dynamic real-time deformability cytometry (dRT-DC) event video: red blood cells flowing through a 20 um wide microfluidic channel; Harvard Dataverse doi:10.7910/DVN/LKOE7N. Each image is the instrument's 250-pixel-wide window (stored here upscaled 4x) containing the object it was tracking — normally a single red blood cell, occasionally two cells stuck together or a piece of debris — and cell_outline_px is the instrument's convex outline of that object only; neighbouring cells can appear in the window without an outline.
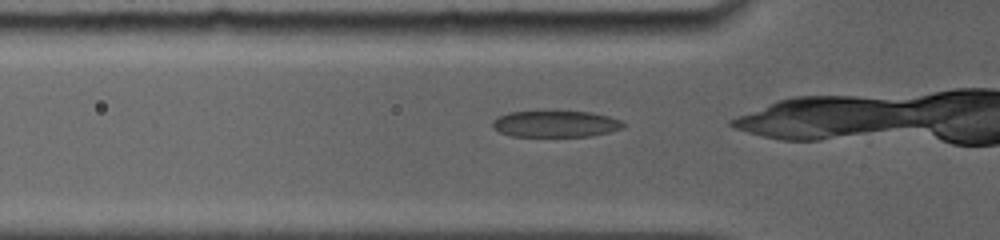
{"species": "common noctule bat (a hibernating species)", "species_latin": "Nyctalus noctula", "temperature_condition": "room temperature", "stored_images_in_passage": 3, "camera_frame_rate_fps": 5000, "um_per_image_px": 0.085, "animal": {"sex": "female", "body_mass_g": 19.0, "forearm_length_mm": 56.7}, "frame": {"image": 1, "passage_image": 2, "time_ms": 0.2, "image_size_px": [1000, 240], "cell_outline_px": [[624, 128], [592, 136], [512, 136], [500, 132], [492, 128], [492, 120], [496, 116], [508, 112], [548, 108], [592, 112], [608, 116], [620, 120], [624, 124]], "centroid_in_image_um": [47.16, 10.47], "position_along_channel_um": 78.6, "area_um2": 21.27}}